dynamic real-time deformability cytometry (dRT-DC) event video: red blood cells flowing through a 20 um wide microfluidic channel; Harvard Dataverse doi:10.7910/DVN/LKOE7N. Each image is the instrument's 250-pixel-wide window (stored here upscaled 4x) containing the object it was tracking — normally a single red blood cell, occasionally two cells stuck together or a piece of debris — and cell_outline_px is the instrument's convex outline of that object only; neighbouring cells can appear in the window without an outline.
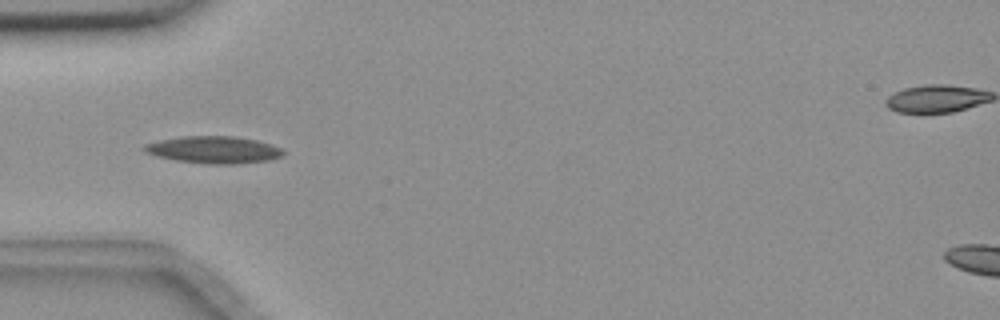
{"species": "common noctule bat (a hibernating species)", "species_latin": "Nyctalus noctula", "temperature_condition": "room temperature", "stored_images_in_passage": 4, "camera_frame_rate_fps": 3000, "um_per_image_px": 0.085, "animal": {"sex": "female", "body_mass_g": 18.4}, "frame": {"image": 1, "passage_image": 3, "time_ms": 0.667, "image_size_px": [1000, 320], "cell_outline_px": [[284, 156], [268, 160], [232, 164], [208, 164], [176, 160], [156, 156], [144, 152], [140, 148], [144, 144], [160, 140], [180, 136], [232, 136], [256, 140], [272, 144], [284, 148]], "centroid_in_image_um": [18.16, 12.72], "position_along_channel_um": 66.8, "area_um2": 22.14}}